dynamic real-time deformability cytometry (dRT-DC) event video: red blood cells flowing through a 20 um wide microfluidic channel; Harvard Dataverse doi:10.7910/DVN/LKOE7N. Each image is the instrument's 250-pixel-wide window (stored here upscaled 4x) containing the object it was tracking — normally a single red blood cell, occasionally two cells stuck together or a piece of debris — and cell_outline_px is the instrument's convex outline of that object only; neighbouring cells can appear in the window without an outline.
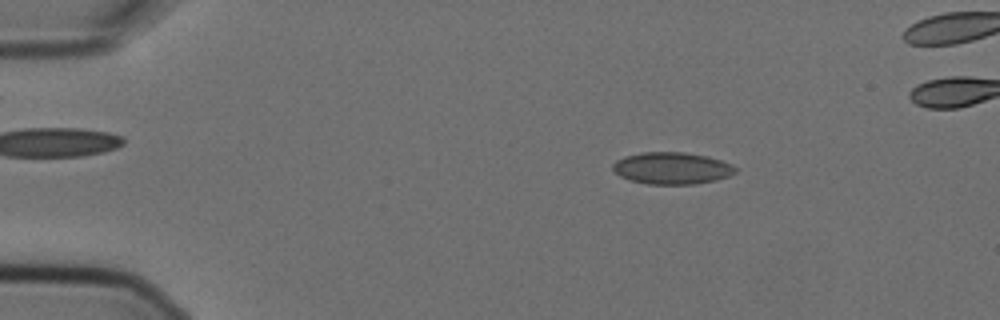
{"species": "Egyptian fruit bat (a non-hibernating species)", "species_latin": "Rousettus aegyptiacus", "temperature_condition": "cold", "stored_images_in_passage": 5, "camera_frame_rate_fps": 3000, "um_per_image_px": 0.085, "animal": {"sex": "female"}, "frame": {"image": 1, "passage_image": 2, "time_ms": 0.333, "image_size_px": [1000, 320], "cell_outline_px": [[736, 172], [728, 176], [716, 180], [696, 184], [648, 184], [628, 180], [620, 176], [612, 168], [612, 164], [616, 160], [624, 156], [640, 152], [684, 152], [708, 156], [732, 164], [736, 168]], "centroid_in_image_um": [57.09, 14.29], "position_along_channel_um": 27.9, "area_um2": 22.95}}